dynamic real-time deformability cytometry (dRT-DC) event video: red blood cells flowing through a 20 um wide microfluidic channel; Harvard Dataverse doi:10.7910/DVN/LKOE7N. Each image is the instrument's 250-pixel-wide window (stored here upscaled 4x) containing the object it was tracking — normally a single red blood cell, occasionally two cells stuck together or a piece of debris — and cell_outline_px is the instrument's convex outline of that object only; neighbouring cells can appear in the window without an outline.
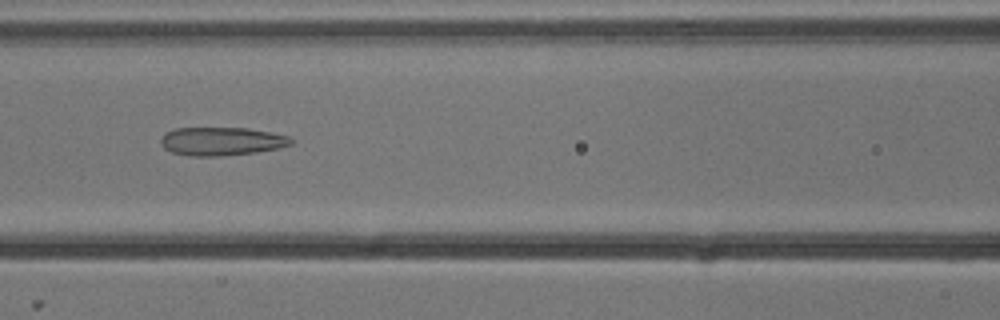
{"species": "common noctule bat (a hibernating species)", "species_latin": "Nyctalus noctula", "temperature_condition": "cold", "stored_images_in_passage": 9, "camera_frame_rate_fps": 3000, "um_per_image_px": 0.085, "animal": {"sex": "male", "body_mass_g": 13.3}, "frame": {"image": 1, "passage_image": 7, "time_ms": 2.0, "image_size_px": [1000, 320], "cell_outline_px": [[292, 144], [280, 148], [256, 152], [220, 156], [188, 156], [172, 152], [164, 148], [160, 144], [160, 140], [168, 132], [176, 128], [248, 128], [288, 136], [292, 140]], "centroid_in_image_um": [18.83, 12.02], "position_along_channel_um": 147.8, "area_um2": 21.39}}
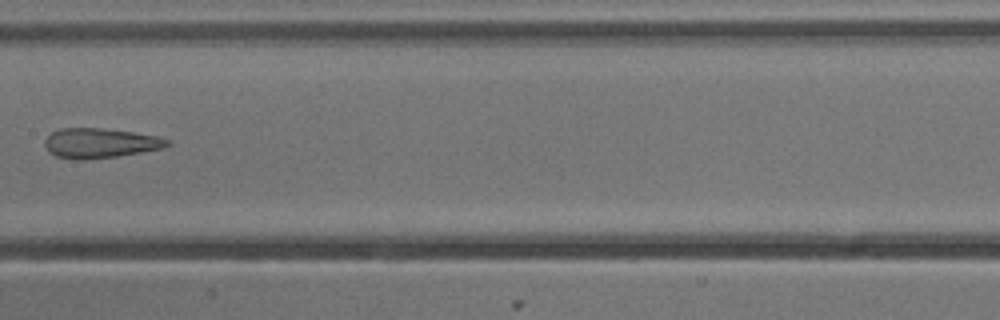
{"frame": {"image": 2, "passage_image": 8, "time_ms": 2.333, "image_size_px": [1000, 320], "cell_outline_px": [[172, 144], [164, 148], [116, 156], [84, 160], [76, 160], [56, 156], [48, 152], [44, 144], [44, 140], [52, 132], [60, 128], [100, 128], [132, 132], [156, 136], [172, 140]], "centroid_in_image_um": [8.51, 12.17], "position_along_channel_um": 198.9, "area_um2": 21.33}}
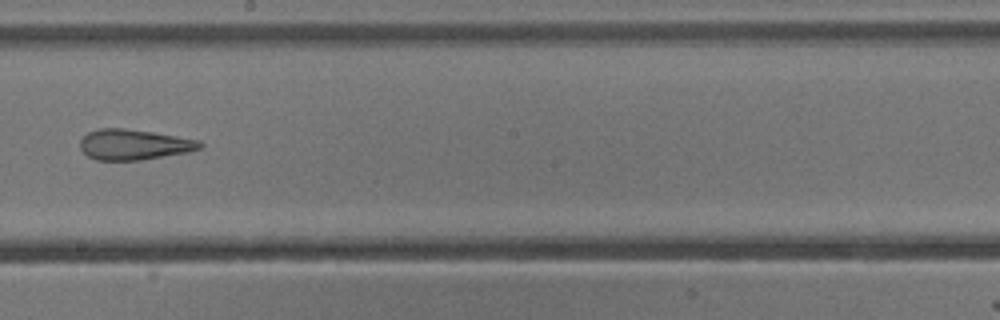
{"frame": {"image": 3, "passage_image": 9, "time_ms": 2.667, "image_size_px": [1000, 320], "cell_outline_px": [[204, 144], [200, 148], [188, 152], [140, 160], [96, 160], [88, 156], [80, 148], [80, 140], [88, 132], [100, 128], [124, 128], [152, 132], [200, 140]], "centroid_in_image_um": [11.38, 12.28], "position_along_channel_um": 236.8, "area_um2": 21.21}}